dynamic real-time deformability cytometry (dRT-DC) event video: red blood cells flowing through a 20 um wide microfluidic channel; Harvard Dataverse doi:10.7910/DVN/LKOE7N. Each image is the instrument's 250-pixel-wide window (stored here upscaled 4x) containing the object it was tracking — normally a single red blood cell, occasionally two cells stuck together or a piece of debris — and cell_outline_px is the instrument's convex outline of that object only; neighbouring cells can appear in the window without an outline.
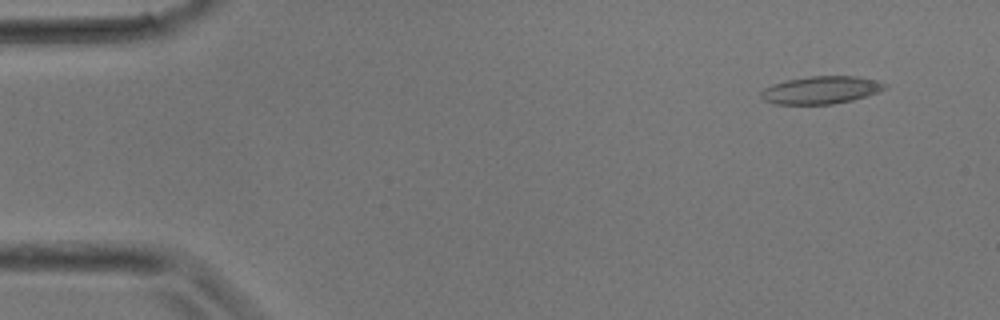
{"species": "common noctule bat (a hibernating species)", "species_latin": "Nyctalus noctula", "temperature_condition": "room temperature", "stored_images_in_passage": 33, "camera_frame_rate_fps": 3000, "um_per_image_px": 0.085, "animal": {"sex": "male", "body_mass_g": 17.9}, "frame": {"image": 1, "passage_image": 3, "time_ms": 0.667, "image_size_px": [1000, 320], "cell_outline_px": [[888, 84], [880, 92], [868, 96], [852, 100], [832, 104], [776, 104], [764, 100], [760, 96], [760, 92], [764, 88], [772, 84], [788, 80], [808, 76], [856, 76], [876, 80]], "centroid_in_image_um": [69.8, 7.65], "position_along_channel_um": 15.2, "area_um2": 20.0}}
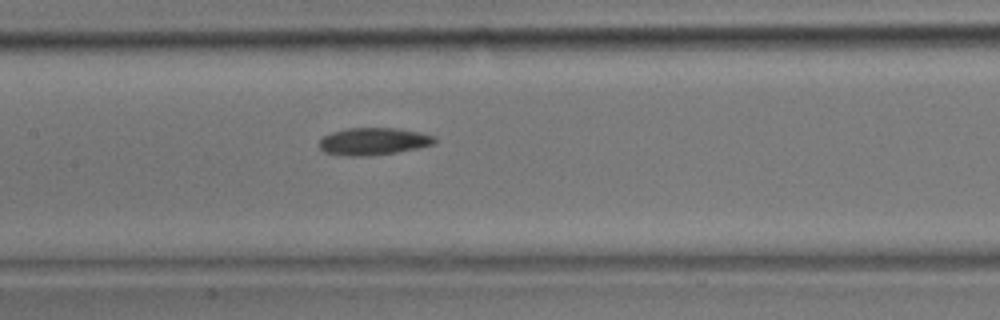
{"frame": {"image": 2, "passage_image": 16, "time_ms": 5.0, "image_size_px": [1000, 320], "cell_outline_px": [[436, 144], [420, 148], [396, 152], [368, 156], [348, 156], [324, 152], [320, 148], [320, 140], [324, 136], [332, 132], [348, 128], [396, 128], [420, 132], [436, 136]], "centroid_in_image_um": [31.79, 12.02], "position_along_channel_um": 175.6, "area_um2": 18.44}}
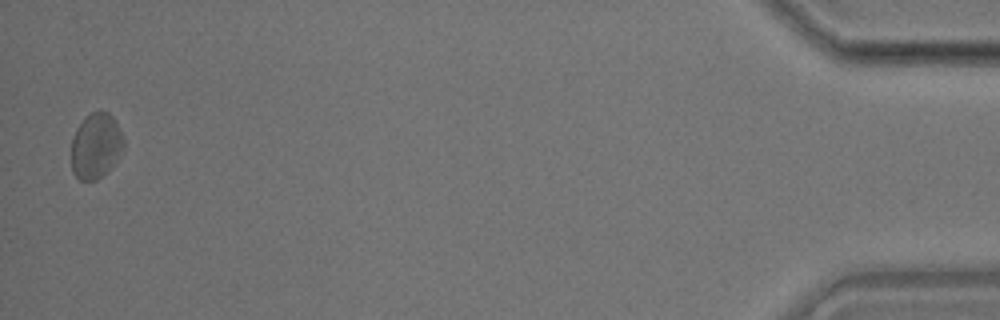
{"frame": {"image": 3, "passage_image": 33, "time_ms": 10.667, "image_size_px": [1000, 320], "cell_outline_px": [[124, 148], [116, 160], [96, 180], [80, 180], [72, 172], [72, 140], [76, 128], [84, 116], [92, 112], [108, 112], [112, 116], [124, 140]], "centroid_in_image_um": [8.12, 12.38], "position_along_channel_um": 427.1, "area_um2": 19.59}}